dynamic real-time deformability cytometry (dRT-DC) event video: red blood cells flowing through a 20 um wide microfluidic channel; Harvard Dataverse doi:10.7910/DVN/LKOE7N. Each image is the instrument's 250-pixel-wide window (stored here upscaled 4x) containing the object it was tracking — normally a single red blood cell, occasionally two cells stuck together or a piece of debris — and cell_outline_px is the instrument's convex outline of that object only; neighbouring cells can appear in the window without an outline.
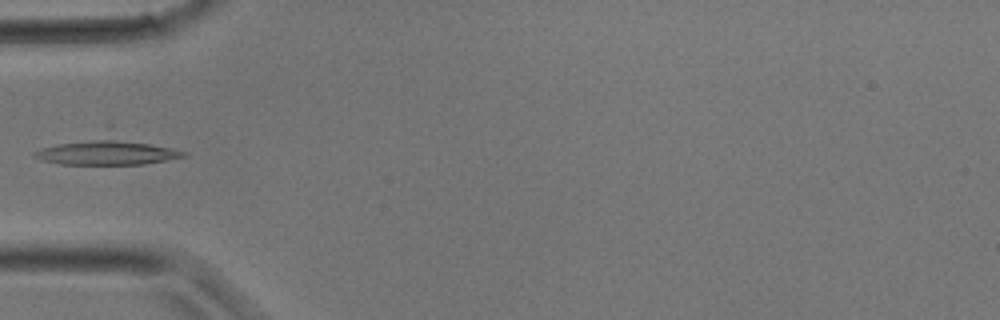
{"species": "common noctule bat (a hibernating species)", "species_latin": "Nyctalus noctula", "temperature_condition": "room temperature", "stored_images_in_passage": 6, "camera_frame_rate_fps": 3000, "um_per_image_px": 0.085, "animal": {"sex": "male", "body_mass_g": 17.9}, "frame": {"image": 1, "passage_image": 1, "time_ms": 0.0, "image_size_px": [1000, 320], "cell_outline_px": [[188, 156], [144, 164], [60, 164], [44, 160], [32, 156], [32, 152], [56, 144], [100, 136], [104, 136], [148, 144], [188, 152]], "centroid_in_image_um": [9.04, 12.94], "position_along_channel_um": 76.0, "area_um2": 21.44}}
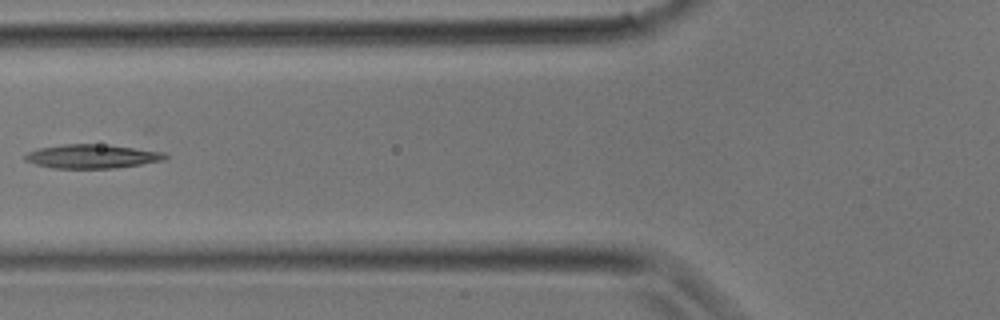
{"frame": {"image": 2, "passage_image": 3, "time_ms": 0.667, "image_size_px": [1000, 320], "cell_outline_px": [[168, 156], [164, 160], [116, 168], [52, 168], [36, 164], [24, 160], [24, 156], [28, 152], [40, 148], [64, 144], [100, 144], [164, 152]], "centroid_in_image_um": [7.8, 13.29], "position_along_channel_um": 118.0, "area_um2": 19.25}}
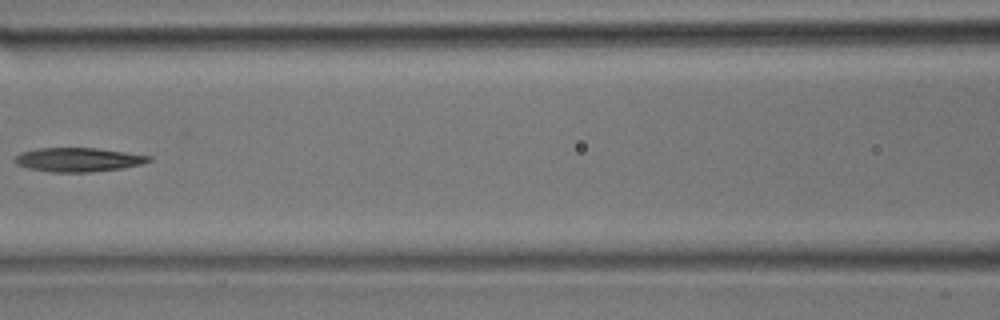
{"frame": {"image": 3, "passage_image": 5, "time_ms": 1.333, "image_size_px": [1000, 320], "cell_outline_px": [[152, 160], [140, 164], [124, 168], [92, 172], [52, 172], [28, 168], [16, 164], [12, 160], [20, 152], [36, 148], [96, 148], [152, 156]], "centroid_in_image_um": [6.62, 13.57], "position_along_channel_um": 160.0, "area_um2": 18.79}}